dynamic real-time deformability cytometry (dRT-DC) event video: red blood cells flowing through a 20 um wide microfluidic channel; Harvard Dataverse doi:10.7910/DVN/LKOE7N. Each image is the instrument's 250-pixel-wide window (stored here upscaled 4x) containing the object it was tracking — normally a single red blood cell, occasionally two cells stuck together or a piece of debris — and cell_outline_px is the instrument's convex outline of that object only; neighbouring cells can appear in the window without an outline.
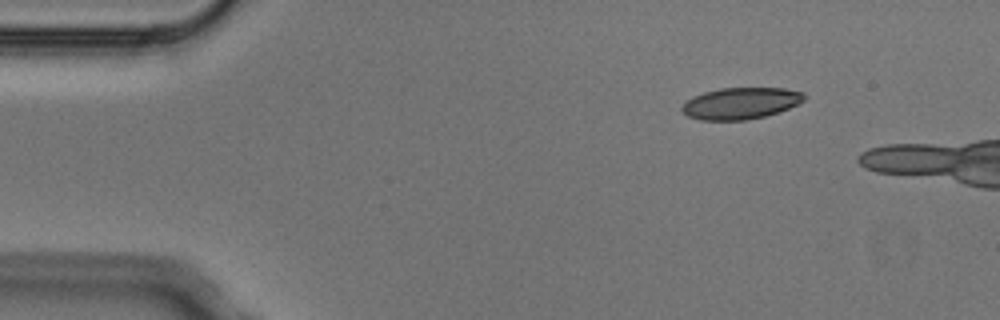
{"species": "Egyptian fruit bat (a non-hibernating species)", "species_latin": "Rousettus aegyptiacus", "temperature_condition": "cold", "stored_images_in_passage": 3, "camera_frame_rate_fps": 3000, "um_per_image_px": 0.085, "animal": {"sex": "male"}, "frame": {"image": 1, "passage_image": 1, "time_ms": 0.0, "image_size_px": [1000, 320], "cell_outline_px": [[804, 100], [788, 108], [764, 116], [744, 120], [700, 120], [688, 116], [680, 108], [692, 96], [704, 92], [720, 88], [784, 88], [804, 92]], "centroid_in_image_um": [62.93, 8.77], "position_along_channel_um": 22.1, "area_um2": 22.25}}